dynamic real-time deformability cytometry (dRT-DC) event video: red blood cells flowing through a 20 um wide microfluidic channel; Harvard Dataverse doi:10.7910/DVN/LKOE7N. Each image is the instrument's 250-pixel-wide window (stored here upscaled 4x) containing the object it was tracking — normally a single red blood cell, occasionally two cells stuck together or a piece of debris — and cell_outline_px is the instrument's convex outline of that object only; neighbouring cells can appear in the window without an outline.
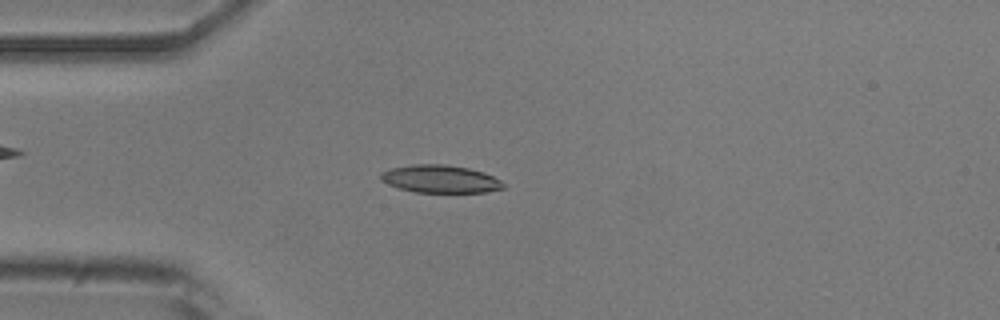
{"species": "common noctule bat (a hibernating species)", "species_latin": "Nyctalus noctula", "temperature_condition": "room temperature", "stored_images_in_passage": 43, "camera_frame_rate_fps": 3000, "um_per_image_px": 0.085, "animal": {"sex": "male", "body_mass_g": 20.5, "forearm_length_mm": 52.5}, "frame": {"image": 1, "passage_image": 7, "time_ms": 2.0, "image_size_px": [1000, 320], "cell_outline_px": [[504, 188], [484, 192], [416, 192], [400, 188], [388, 184], [380, 180], [380, 172], [392, 168], [412, 164], [444, 164], [468, 168], [484, 172], [500, 180], [504, 184]], "centroid_in_image_um": [37.4, 15.2], "position_along_channel_um": 47.6, "area_um2": 19.71}}
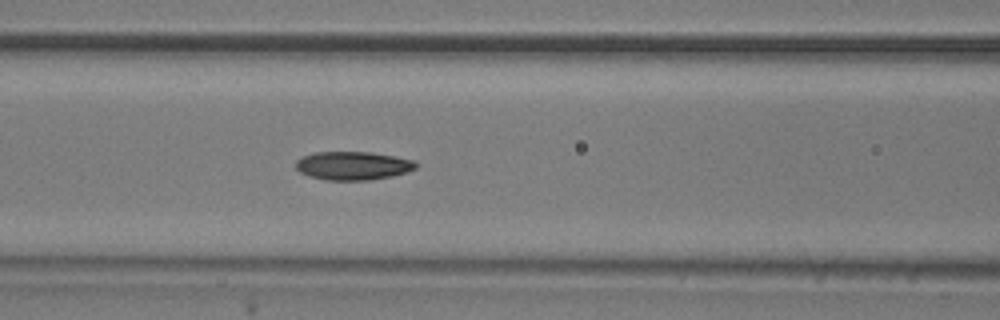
{"frame": {"image": 2, "passage_image": 15, "time_ms": 4.667, "image_size_px": [1000, 320], "cell_outline_px": [[420, 164], [416, 168], [408, 172], [392, 176], [368, 180], [324, 180], [308, 176], [300, 172], [296, 168], [296, 160], [304, 156], [316, 152], [372, 152], [396, 156], [412, 160]], "centroid_in_image_um": [30.03, 14.08], "position_along_channel_um": 136.6, "area_um2": 20.06}}
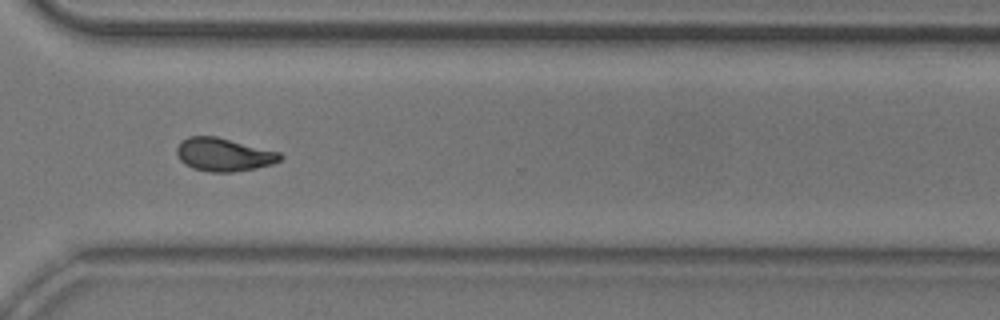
{"frame": {"image": 3, "passage_image": 32, "time_ms": 10.333, "image_size_px": [1000, 320], "cell_outline_px": [[284, 156], [280, 160], [272, 164], [256, 168], [232, 172], [208, 172], [192, 168], [184, 164], [180, 160], [176, 152], [176, 148], [180, 140], [188, 136], [216, 136], [280, 152]], "centroid_in_image_um": [18.99, 13.14], "position_along_channel_um": 351.6, "area_um2": 20.17}}